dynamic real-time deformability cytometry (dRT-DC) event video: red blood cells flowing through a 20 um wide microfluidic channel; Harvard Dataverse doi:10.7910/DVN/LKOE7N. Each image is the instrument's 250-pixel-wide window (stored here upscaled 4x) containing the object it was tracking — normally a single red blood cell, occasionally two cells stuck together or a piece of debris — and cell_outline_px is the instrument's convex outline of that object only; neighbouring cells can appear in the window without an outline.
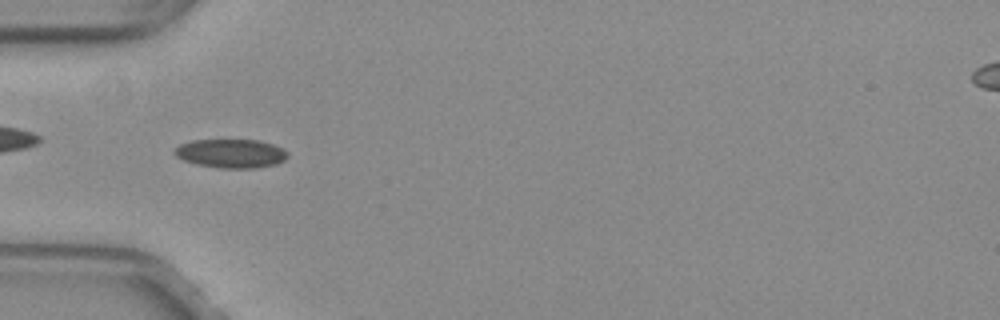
{"species": "common noctule bat (a hibernating species)", "species_latin": "Nyctalus noctula", "temperature_condition": "warm", "stored_images_in_passage": 16, "camera_frame_rate_fps": 3000, "um_per_image_px": 0.085, "animal": {"sex": "female", "body_mass_g": 29.2, "forearm_length_mm": 56.3}, "frame": {"image": 1, "passage_image": 14, "time_ms": 4.333, "image_size_px": [1000, 320], "cell_outline_px": [[288, 156], [284, 160], [276, 164], [256, 168], [220, 168], [196, 164], [184, 160], [176, 156], [172, 152], [180, 144], [192, 140], [260, 140], [284, 148], [288, 152]], "centroid_in_image_um": [19.65, 13.04], "position_along_channel_um": 65.4, "area_um2": 19.07}}